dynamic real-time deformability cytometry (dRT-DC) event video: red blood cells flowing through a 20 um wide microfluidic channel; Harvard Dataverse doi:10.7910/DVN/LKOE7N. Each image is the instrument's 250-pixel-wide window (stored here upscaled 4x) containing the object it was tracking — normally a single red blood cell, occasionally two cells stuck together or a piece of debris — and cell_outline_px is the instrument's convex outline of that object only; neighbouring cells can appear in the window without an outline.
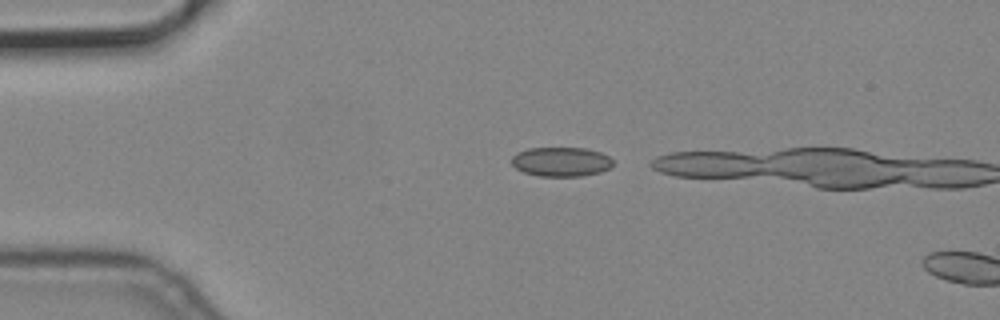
{"species": "common noctule bat (a hibernating species)", "species_latin": "Nyctalus noctula", "temperature_condition": "cold", "stored_images_in_passage": 2, "camera_frame_rate_fps": 3000, "um_per_image_px": 0.085, "animal": {"sex": "male", "body_mass_g": 19.2, "forearm_length_mm": 51.8}, "frame": {"image": 1, "passage_image": 1, "time_ms": 0.0, "image_size_px": [1000, 320], "cell_outline_px": [[612, 168], [600, 172], [584, 176], [540, 176], [524, 172], [516, 168], [508, 160], [516, 152], [528, 148], [584, 148], [600, 152], [608, 156], [612, 160]], "centroid_in_image_um": [47.67, 13.75], "position_along_channel_um": 37.3, "area_um2": 17.51}}